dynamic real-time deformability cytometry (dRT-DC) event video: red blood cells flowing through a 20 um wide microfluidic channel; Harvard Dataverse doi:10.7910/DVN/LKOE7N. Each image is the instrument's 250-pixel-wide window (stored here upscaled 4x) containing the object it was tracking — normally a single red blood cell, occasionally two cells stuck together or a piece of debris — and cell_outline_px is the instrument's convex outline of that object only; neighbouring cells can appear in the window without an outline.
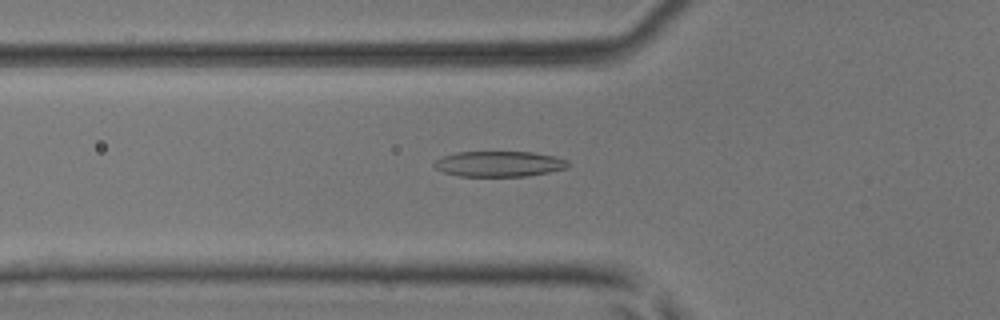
{"species": "common noctule bat (a hibernating species)", "species_latin": "Nyctalus noctula", "temperature_condition": "room temperature", "stored_images_in_passage": 47, "camera_frame_rate_fps": 3000, "um_per_image_px": 0.085, "animal": {"sex": "male", "body_mass_g": 17.9, "forearm_length_mm": 54.2}, "frame": {"image": 1, "passage_image": 18, "time_ms": 5.667, "image_size_px": [1000, 320], "cell_outline_px": [[572, 164], [568, 168], [528, 176], [460, 176], [444, 172], [436, 168], [432, 164], [436, 160], [444, 156], [456, 152], [532, 152], [552, 156], [568, 160]], "centroid_in_image_um": [42.46, 13.93], "position_along_channel_um": 83.3, "area_um2": 19.88}}
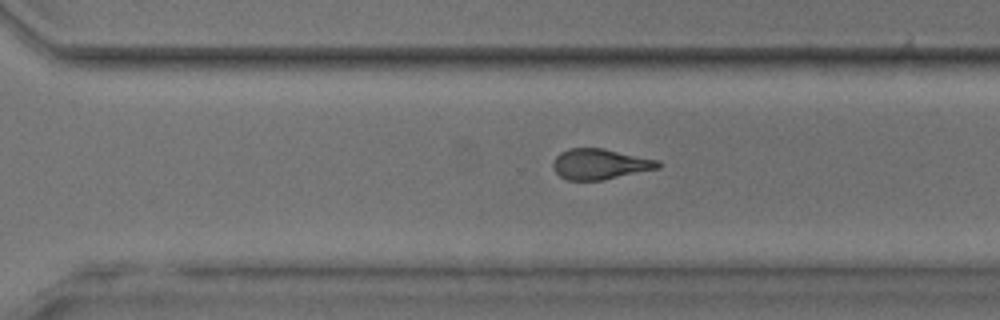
{"frame": {"image": 2, "passage_image": 35, "time_ms": 11.333, "image_size_px": [1000, 320], "cell_outline_px": [[664, 164], [660, 168], [600, 180], [568, 180], [560, 176], [552, 168], [552, 164], [556, 156], [560, 152], [568, 148], [604, 148], [660, 160]], "centroid_in_image_um": [51.02, 13.93], "position_along_channel_um": 319.6, "area_um2": 18.84}}
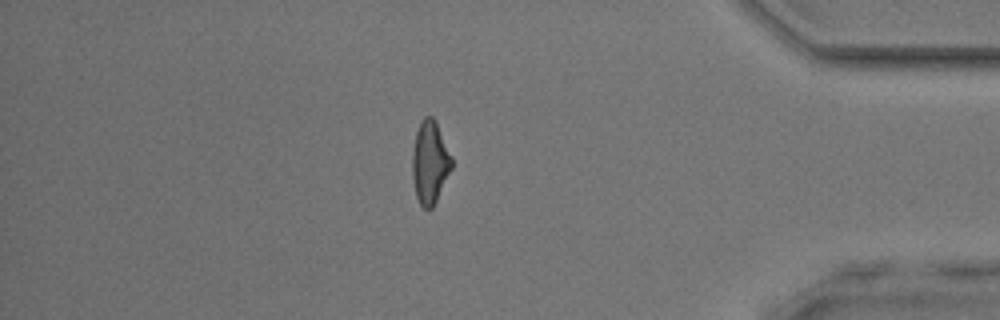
{"frame": {"image": 3, "passage_image": 43, "time_ms": 14.0, "image_size_px": [1000, 320], "cell_outline_px": [[452, 168], [432, 208], [424, 208], [420, 204], [416, 196], [412, 176], [412, 152], [416, 132], [420, 120], [424, 116], [432, 116], [436, 120], [452, 156]], "centroid_in_image_um": [36.54, 13.75], "position_along_channel_um": 398.7, "area_um2": 19.07}}